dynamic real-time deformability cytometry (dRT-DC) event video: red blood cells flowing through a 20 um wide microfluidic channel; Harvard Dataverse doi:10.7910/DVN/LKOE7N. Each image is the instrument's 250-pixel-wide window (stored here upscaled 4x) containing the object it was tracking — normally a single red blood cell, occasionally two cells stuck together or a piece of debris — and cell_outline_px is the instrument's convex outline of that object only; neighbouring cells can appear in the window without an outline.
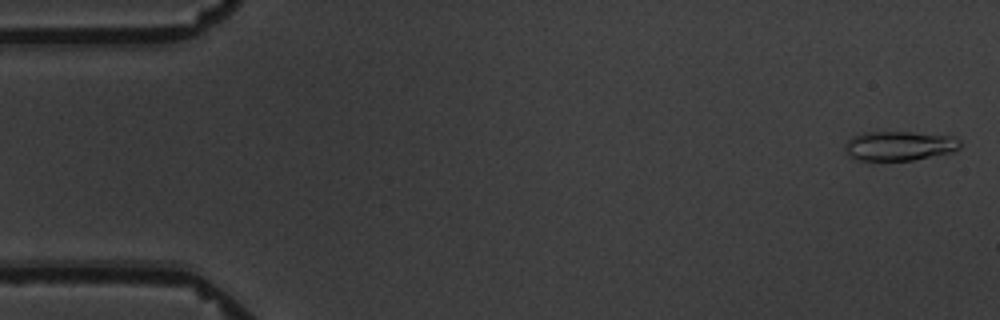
{"species": "common noctule bat (a hibernating species)", "species_latin": "Nyctalus noctula", "temperature_condition": "warm", "stored_images_in_passage": 9, "camera_frame_rate_fps": 3000, "um_per_image_px": 0.085, "animal": {"sex": "male", "body_mass_g": 19.5, "forearm_length_mm": 54.6}, "frame": {"image": 1, "passage_image": 1, "time_ms": 0.0, "image_size_px": [1000, 320], "cell_outline_px": [[960, 148], [952, 152], [912, 160], [860, 160], [852, 156], [844, 148], [844, 144], [852, 136], [860, 132], [912, 132], [952, 136], [960, 140]], "centroid_in_image_um": [76.44, 12.38], "position_along_channel_um": 8.6, "area_um2": 19.65}}
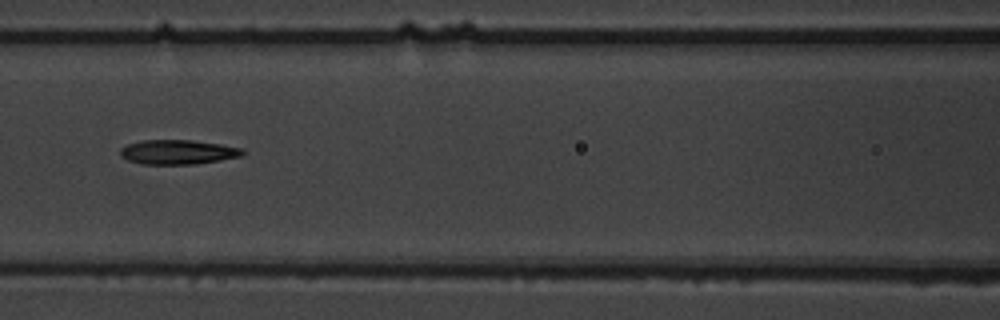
{"frame": {"image": 2, "passage_image": 8, "time_ms": 8.0, "image_size_px": [1000, 320], "cell_outline_px": [[244, 156], [196, 164], [140, 164], [128, 160], [120, 156], [120, 148], [128, 144], [144, 140], [192, 140], [220, 144], [244, 148]], "centroid_in_image_um": [15.14, 12.93], "position_along_channel_um": 151.5, "area_um2": 17.57}}
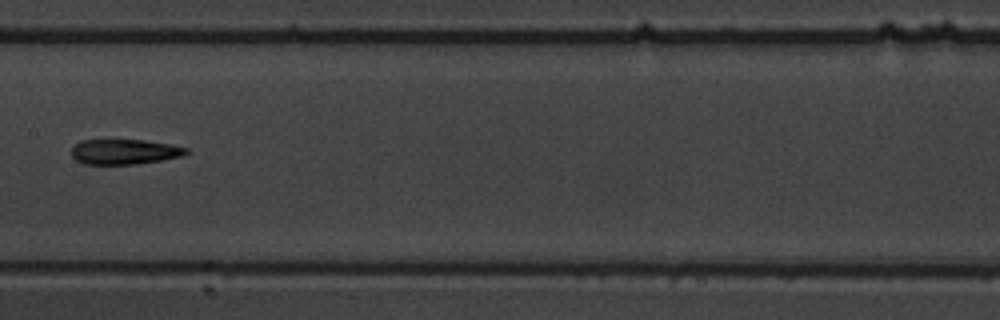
{"frame": {"image": 3, "passage_image": 9, "time_ms": 9.333, "image_size_px": [1000, 320], "cell_outline_px": [[188, 152], [184, 156], [136, 164], [84, 164], [76, 160], [72, 156], [72, 148], [80, 140], [144, 140], [172, 144], [188, 148]], "centroid_in_image_um": [10.6, 12.89], "position_along_channel_um": 196.8, "area_um2": 16.82}}